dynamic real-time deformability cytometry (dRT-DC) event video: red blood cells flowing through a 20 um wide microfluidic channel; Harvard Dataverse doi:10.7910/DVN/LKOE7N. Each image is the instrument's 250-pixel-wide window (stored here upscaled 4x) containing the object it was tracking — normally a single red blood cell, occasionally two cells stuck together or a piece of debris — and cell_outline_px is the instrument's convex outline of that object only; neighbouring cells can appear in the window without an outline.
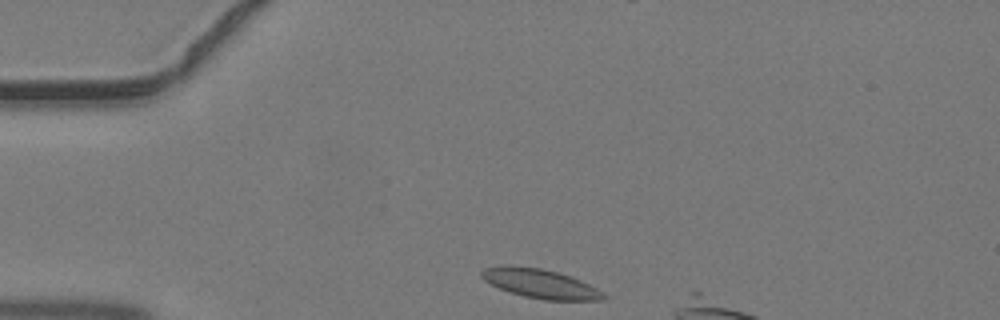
{"species": "common noctule bat (a hibernating species)", "species_latin": "Nyctalus noctula", "temperature_condition": "warm", "stored_images_in_passage": 8, "camera_frame_rate_fps": 3000, "um_per_image_px": 0.085, "animal": {"sex": "male", "body_mass_g": 19.2, "forearm_length_mm": 51.8}, "frame": {"image": 1, "passage_image": 1, "time_ms": 0.0, "image_size_px": [1000, 320], "cell_outline_px": [[608, 296], [604, 300], [544, 300], [524, 296], [500, 288], [484, 280], [480, 276], [480, 272], [484, 268], [504, 264], [508, 264], [540, 268], [556, 272], [580, 280], [604, 292]], "centroid_in_image_um": [45.91, 24.1], "position_along_channel_um": 39.1, "area_um2": 20.69}}